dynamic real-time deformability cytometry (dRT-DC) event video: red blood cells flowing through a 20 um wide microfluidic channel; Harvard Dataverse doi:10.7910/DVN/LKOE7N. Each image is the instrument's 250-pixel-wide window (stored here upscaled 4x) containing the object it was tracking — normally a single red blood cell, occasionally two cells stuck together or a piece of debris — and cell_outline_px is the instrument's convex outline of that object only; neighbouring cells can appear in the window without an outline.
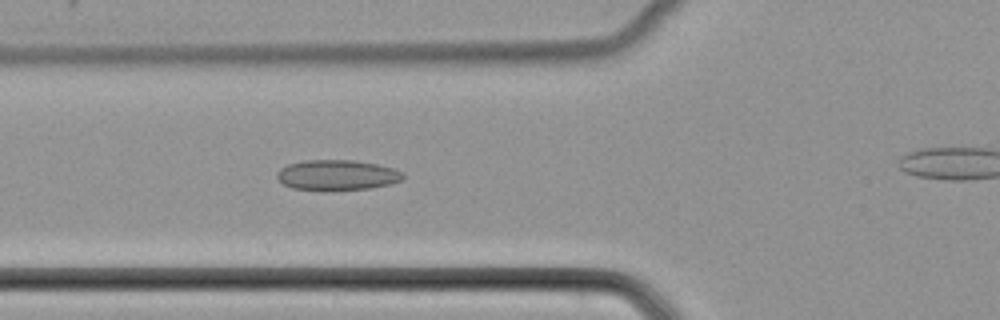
{"species": "common noctule bat (a hibernating species)", "species_latin": "Nyctalus noctula", "temperature_condition": "cold", "stored_images_in_passage": 45, "camera_frame_rate_fps": 3000, "um_per_image_px": 0.085, "animal": {"sex": "female", "body_mass_g": 22.7, "forearm_length_mm": 54.2}, "frame": {"image": 1, "passage_image": 20, "time_ms": 6.333, "image_size_px": [1000, 320], "cell_outline_px": [[404, 180], [372, 188], [324, 192], [320, 192], [292, 188], [284, 184], [276, 176], [276, 172], [280, 168], [288, 164], [304, 160], [356, 160], [376, 164], [392, 168], [404, 172]], "centroid_in_image_um": [28.64, 14.9], "position_along_channel_um": 97.2, "area_um2": 22.89}}
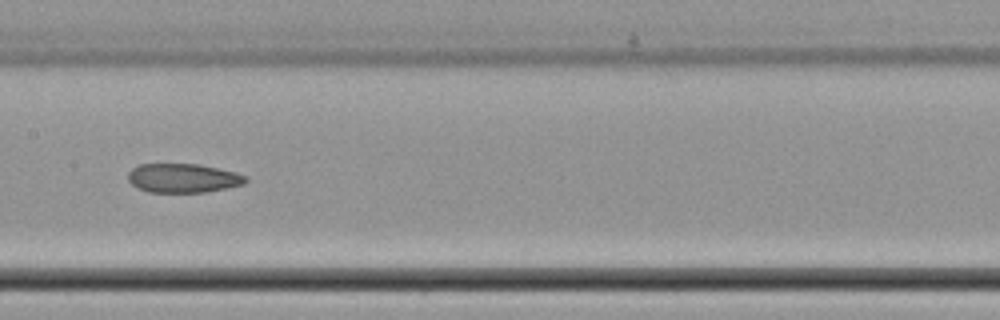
{"frame": {"image": 2, "passage_image": 27, "time_ms": 8.667, "image_size_px": [1000, 320], "cell_outline_px": [[248, 180], [244, 184], [228, 188], [208, 192], [148, 192], [136, 188], [128, 180], [128, 172], [132, 168], [140, 164], [200, 164], [236, 172], [248, 176]], "centroid_in_image_um": [15.58, 15.14], "position_along_channel_um": 191.8, "area_um2": 20.17}}
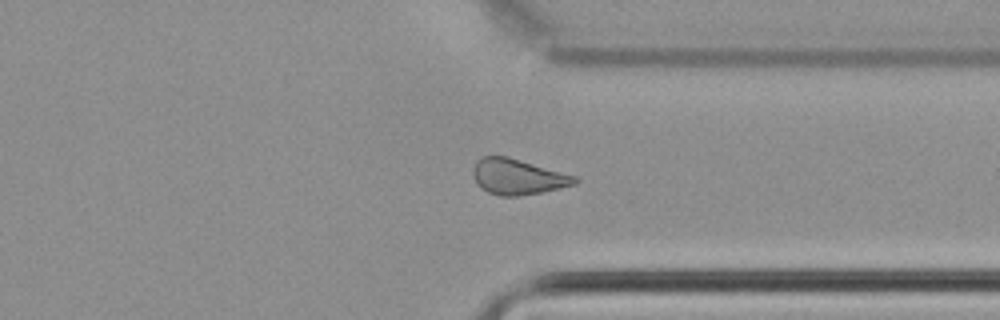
{"frame": {"image": 3, "passage_image": 40, "time_ms": 13.0, "image_size_px": [1000, 320], "cell_outline_px": [[580, 180], [576, 184], [540, 192], [520, 196], [500, 196], [488, 192], [480, 188], [476, 184], [472, 176], [472, 168], [476, 160], [480, 156], [508, 156], [576, 176]], "centroid_in_image_um": [43.95, 15.01], "position_along_channel_um": 367.4, "area_um2": 21.33}}